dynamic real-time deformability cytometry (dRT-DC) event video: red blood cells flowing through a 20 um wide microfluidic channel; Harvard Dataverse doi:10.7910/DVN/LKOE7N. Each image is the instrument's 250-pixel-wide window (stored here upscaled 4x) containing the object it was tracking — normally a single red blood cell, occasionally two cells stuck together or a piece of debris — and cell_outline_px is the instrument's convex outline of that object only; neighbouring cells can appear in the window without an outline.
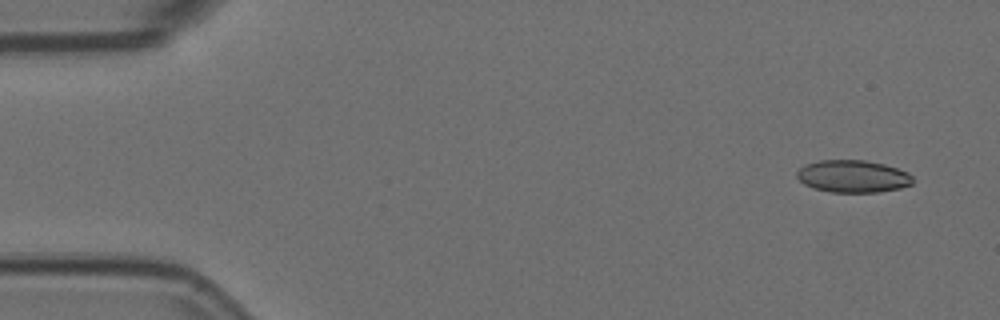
{"species": "Egyptian fruit bat (a non-hibernating species)", "species_latin": "Rousettus aegyptiacus", "temperature_condition": "room temperature", "stored_images_in_passage": 4, "camera_frame_rate_fps": 3000, "um_per_image_px": 0.085, "animal": {"sex": "female"}, "frame": {"image": 1, "passage_image": 1, "time_ms": 0.0, "image_size_px": [1000, 320], "cell_outline_px": [[912, 184], [900, 188], [880, 192], [832, 192], [816, 188], [804, 184], [796, 176], [796, 172], [804, 164], [820, 160], [864, 160], [884, 164], [908, 172], [912, 176]], "centroid_in_image_um": [72.49, 14.98], "position_along_channel_um": 12.5, "area_um2": 21.79}}
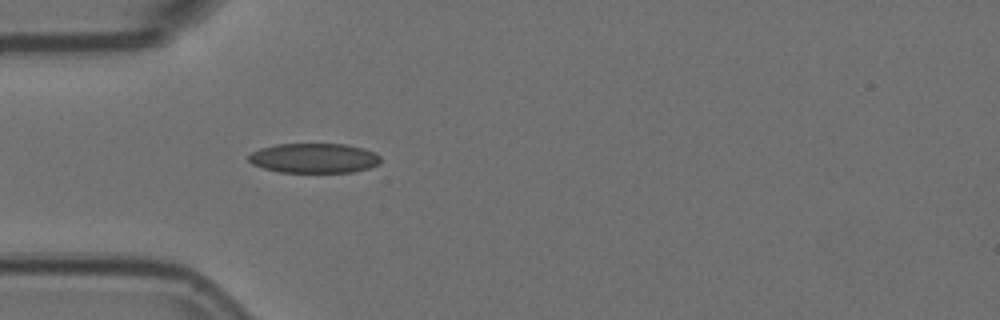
{"frame": {"image": 2, "passage_image": 4, "time_ms": 1.0, "image_size_px": [1000, 320], "cell_outline_px": [[380, 164], [368, 168], [352, 172], [280, 172], [264, 168], [252, 164], [248, 160], [248, 156], [252, 152], [260, 148], [276, 144], [348, 144], [364, 148], [376, 152], [380, 156]], "centroid_in_image_um": [26.72, 13.43], "position_along_channel_um": 58.3, "area_um2": 23.0}}